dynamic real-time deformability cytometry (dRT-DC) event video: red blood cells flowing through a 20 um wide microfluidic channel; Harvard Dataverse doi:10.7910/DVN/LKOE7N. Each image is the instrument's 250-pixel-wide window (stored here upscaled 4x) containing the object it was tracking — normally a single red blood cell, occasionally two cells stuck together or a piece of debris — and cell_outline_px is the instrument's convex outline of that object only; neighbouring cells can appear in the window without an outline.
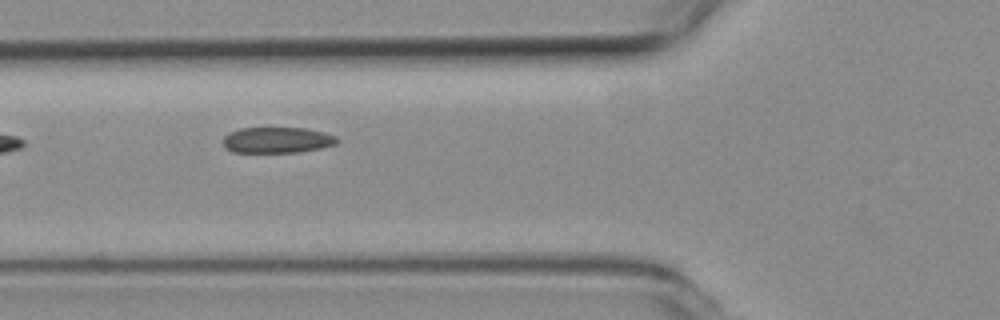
{"species": "common noctule bat (a hibernating species)", "species_latin": "Nyctalus noctula", "temperature_condition": "room temperature", "stored_images_in_passage": 15, "camera_frame_rate_fps": 3000, "um_per_image_px": 0.085, "animal": {"sex": "female", "body_mass_g": 19.3, "forearm_length_mm": 54.1}, "frame": {"image": 1, "passage_image": 6, "time_ms": 1.667, "image_size_px": [1000, 320], "cell_outline_px": [[340, 140], [336, 144], [320, 148], [300, 152], [232, 152], [224, 148], [224, 136], [228, 132], [240, 128], [304, 128], [324, 132], [336, 136]], "centroid_in_image_um": [23.55, 11.9], "position_along_channel_um": 102.2, "area_um2": 17.28}}
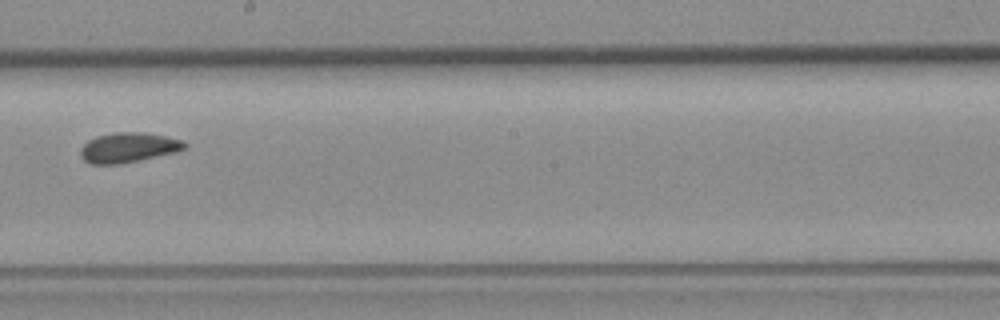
{"frame": {"image": 2, "passage_image": 9, "time_ms": 2.667, "image_size_px": [1000, 320], "cell_outline_px": [[188, 148], [176, 152], [120, 164], [92, 164], [84, 160], [80, 156], [80, 148], [88, 140], [96, 136], [116, 132], [144, 132], [184, 140], [188, 144]], "centroid_in_image_um": [10.93, 12.53], "position_along_channel_um": 237.3, "area_um2": 18.26}}
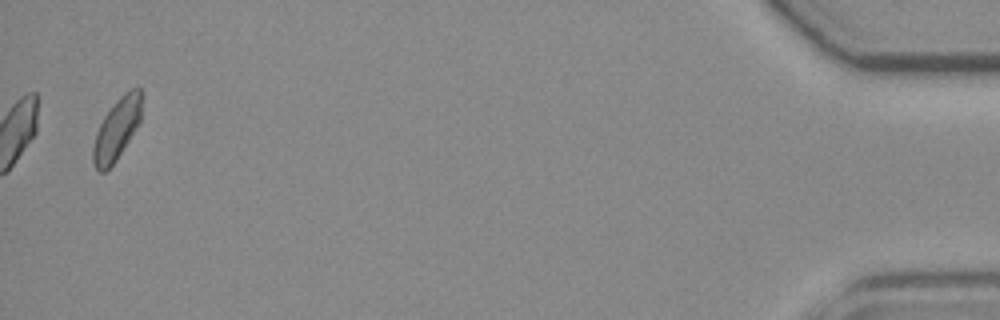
{"frame": {"image": 3, "passage_image": 15, "time_ms": 4.667, "image_size_px": [1000, 320], "cell_outline_px": [[140, 120], [116, 160], [104, 172], [96, 172], [92, 164], [92, 148], [96, 132], [104, 116], [116, 100], [128, 88], [140, 88]], "centroid_in_image_um": [9.87, 11.0], "position_along_channel_um": 425.3, "area_um2": 17.11}}